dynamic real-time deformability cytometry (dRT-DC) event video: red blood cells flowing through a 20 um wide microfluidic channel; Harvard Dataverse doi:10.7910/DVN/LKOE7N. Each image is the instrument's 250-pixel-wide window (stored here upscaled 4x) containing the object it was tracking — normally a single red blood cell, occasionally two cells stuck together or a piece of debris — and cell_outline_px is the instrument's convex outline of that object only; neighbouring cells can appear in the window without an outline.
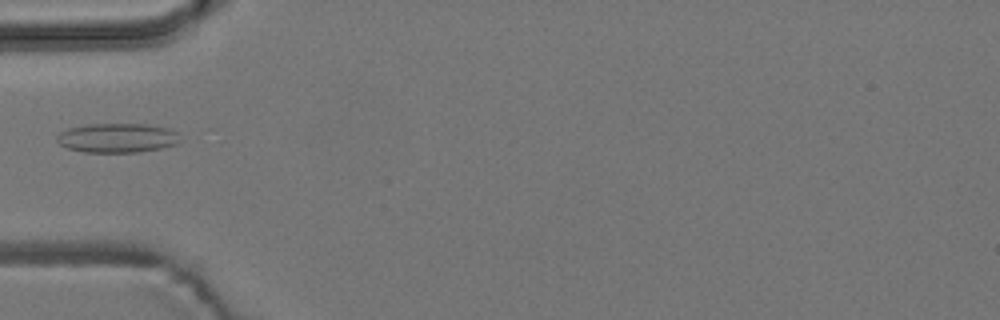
{"species": "common noctule bat (a hibernating species)", "species_latin": "Nyctalus noctula", "temperature_condition": "room temperature", "stored_images_in_passage": 4, "camera_frame_rate_fps": 3000, "um_per_image_px": 0.085, "animal": {"sex": "male", "body_mass_g": 19.2, "forearm_length_mm": 51.8}, "frame": {"image": 1, "passage_image": 3, "time_ms": 2.333, "image_size_px": [1000, 320], "cell_outline_px": [[176, 144], [160, 148], [140, 152], [84, 152], [68, 148], [60, 144], [56, 140], [56, 136], [60, 132], [68, 128], [88, 124], [148, 124], [172, 128], [176, 132]], "centroid_in_image_um": [9.93, 11.71], "position_along_channel_um": 75.1, "area_um2": 20.98}}